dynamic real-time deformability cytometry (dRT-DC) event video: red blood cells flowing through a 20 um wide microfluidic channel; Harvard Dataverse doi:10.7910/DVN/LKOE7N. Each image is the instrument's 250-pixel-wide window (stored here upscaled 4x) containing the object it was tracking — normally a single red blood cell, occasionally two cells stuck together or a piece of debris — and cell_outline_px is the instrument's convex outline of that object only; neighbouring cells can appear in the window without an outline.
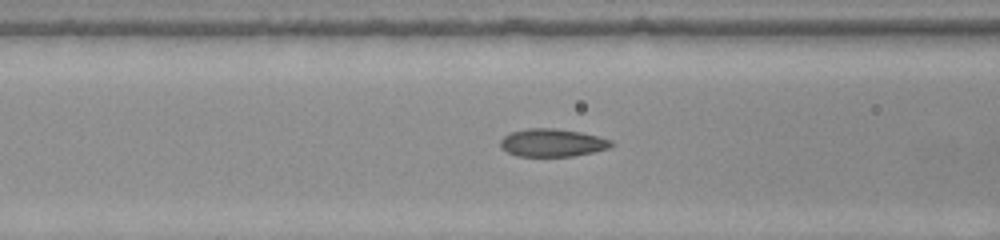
{"species": "common noctule bat (a hibernating species)", "species_latin": "Nyctalus noctula", "temperature_condition": "warm", "stored_images_in_passage": 36, "camera_frame_rate_fps": 3000, "um_per_image_px": 0.085, "animal": {"sex": "female", "body_mass_g": 22.0, "forearm_length_mm": 56.7}, "frame": {"image": 1, "passage_image": 15, "time_ms": 4.667, "image_size_px": [1000, 240], "cell_outline_px": [[616, 144], [608, 148], [592, 152], [572, 156], [516, 156], [500, 148], [500, 140], [504, 136], [512, 132], [528, 128], [556, 128], [580, 132], [612, 140]], "centroid_in_image_um": [46.94, 12.13], "position_along_channel_um": 119.7, "area_um2": 17.98}}
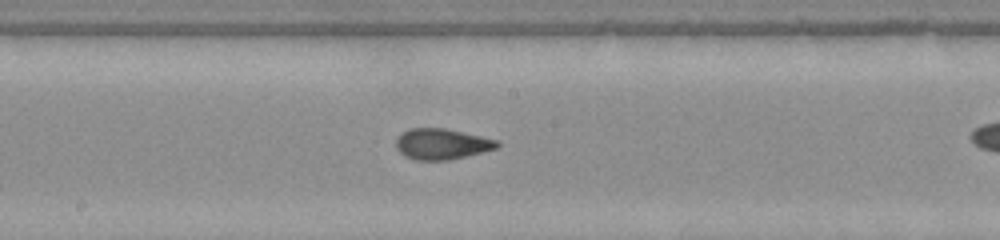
{"frame": {"image": 2, "passage_image": 22, "time_ms": 7.0, "image_size_px": [1000, 240], "cell_outline_px": [[500, 144], [496, 148], [448, 160], [416, 160], [404, 156], [396, 148], [396, 140], [404, 132], [412, 128], [444, 128], [500, 140]], "centroid_in_image_um": [37.55, 12.24], "position_along_channel_um": 210.6, "area_um2": 17.92}}
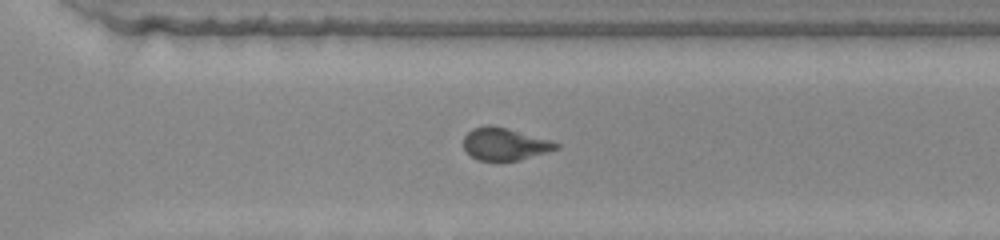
{"frame": {"image": 3, "passage_image": 31, "time_ms": 10.0, "image_size_px": [1000, 240], "cell_outline_px": [[560, 148], [548, 152], [520, 160], [476, 160], [464, 148], [464, 136], [472, 128], [488, 124], [508, 128], [552, 140], [560, 144]], "centroid_in_image_um": [42.94, 12.23], "position_along_channel_um": 327.7, "area_um2": 17.57}}